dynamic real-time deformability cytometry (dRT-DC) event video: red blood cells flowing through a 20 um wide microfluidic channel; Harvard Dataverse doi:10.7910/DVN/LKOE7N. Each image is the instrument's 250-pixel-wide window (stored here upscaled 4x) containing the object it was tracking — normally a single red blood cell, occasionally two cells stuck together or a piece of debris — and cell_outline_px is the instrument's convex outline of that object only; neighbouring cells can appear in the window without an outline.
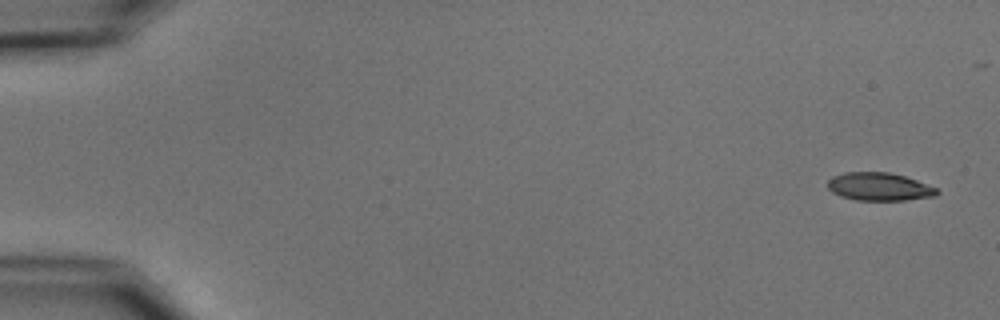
{"species": "common noctule bat (a hibernating species)", "species_latin": "Nyctalus noctula", "temperature_condition": "cold", "stored_images_in_passage": 7, "camera_frame_rate_fps": 3000, "um_per_image_px": 0.085, "animal": {"sex": "male", "body_mass_g": 15.6}, "frame": {"image": 1, "passage_image": 1, "time_ms": 0.0, "image_size_px": [1000, 320], "cell_outline_px": [[940, 192], [936, 196], [904, 200], [856, 200], [840, 196], [832, 192], [828, 188], [828, 180], [832, 176], [844, 172], [888, 172], [904, 176], [916, 180], [936, 188]], "centroid_in_image_um": [74.71, 15.87], "position_along_channel_um": 10.3, "area_um2": 17.8}}
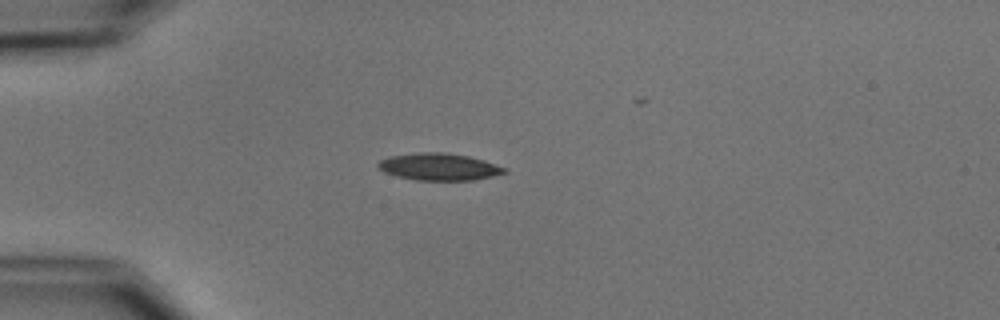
{"frame": {"image": 2, "passage_image": 4, "time_ms": 4.333, "image_size_px": [1000, 320], "cell_outline_px": [[508, 172], [492, 176], [472, 180], [416, 180], [396, 176], [384, 172], [376, 164], [380, 160], [388, 156], [420, 152], [444, 152], [468, 156], [484, 160], [508, 168]], "centroid_in_image_um": [37.32, 14.17], "position_along_channel_um": 47.7, "area_um2": 20.0}}